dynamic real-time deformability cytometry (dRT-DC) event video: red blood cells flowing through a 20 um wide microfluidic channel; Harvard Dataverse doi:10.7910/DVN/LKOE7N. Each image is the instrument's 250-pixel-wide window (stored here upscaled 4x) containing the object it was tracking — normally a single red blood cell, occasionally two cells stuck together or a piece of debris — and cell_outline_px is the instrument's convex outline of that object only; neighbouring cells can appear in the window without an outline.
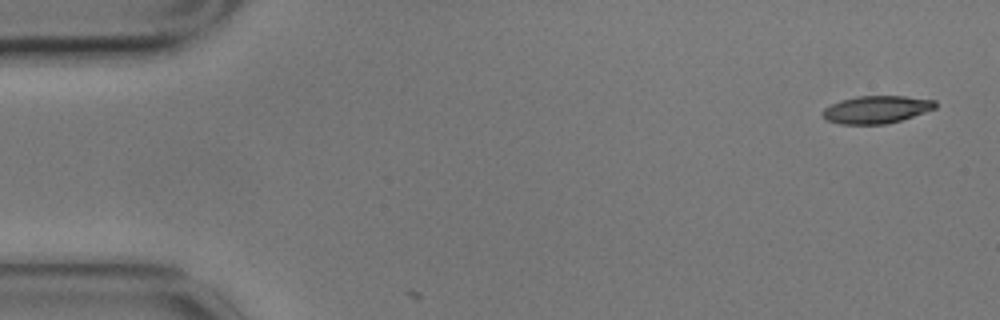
{"species": "common noctule bat (a hibernating species)", "species_latin": "Nyctalus noctula", "temperature_condition": "cold", "stored_images_in_passage": 4, "camera_frame_rate_fps": 3000, "um_per_image_px": 0.085, "animal": {"sex": "male", "body_mass_g": 17.9}, "frame": {"image": 1, "passage_image": 1, "time_ms": 0.0, "image_size_px": [1000, 320], "cell_outline_px": [[936, 108], [900, 120], [884, 124], [840, 124], [824, 120], [820, 112], [824, 108], [840, 100], [856, 96], [904, 96], [936, 100]], "centroid_in_image_um": [74.44, 9.31], "position_along_channel_um": 10.6, "area_um2": 18.15}}